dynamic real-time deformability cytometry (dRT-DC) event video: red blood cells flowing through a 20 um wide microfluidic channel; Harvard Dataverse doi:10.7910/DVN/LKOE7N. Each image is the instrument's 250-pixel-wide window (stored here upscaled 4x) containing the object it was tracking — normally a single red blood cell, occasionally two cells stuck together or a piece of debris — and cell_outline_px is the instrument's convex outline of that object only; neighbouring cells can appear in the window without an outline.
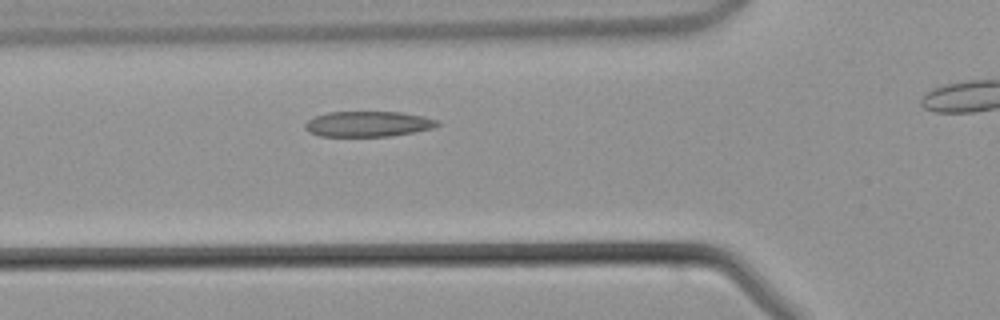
{"species": "common noctule bat (a hibernating species)", "species_latin": "Nyctalus noctula", "temperature_condition": "warm", "stored_images_in_passage": 22, "camera_frame_rate_fps": 3000, "um_per_image_px": 0.085, "animal": {"sex": "male", "body_mass_g": 21.5, "forearm_length_mm": 52.0}, "frame": {"image": 1, "passage_image": 10, "time_ms": 3.0, "image_size_px": [1000, 320], "cell_outline_px": [[440, 124], [432, 128], [392, 136], [320, 136], [308, 132], [304, 128], [304, 124], [308, 120], [316, 116], [328, 112], [400, 112], [424, 116], [440, 120]], "centroid_in_image_um": [31.28, 10.53], "position_along_channel_um": 94.5, "area_um2": 19.65}}
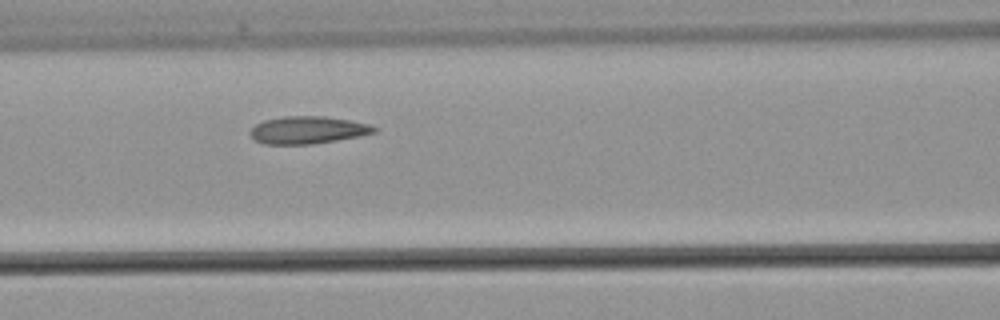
{"frame": {"image": 2, "passage_image": 13, "time_ms": 4.0, "image_size_px": [1000, 320], "cell_outline_px": [[376, 132], [360, 136], [312, 144], [264, 144], [256, 140], [248, 132], [256, 124], [264, 120], [284, 116], [324, 116], [348, 120], [368, 124], [376, 128]], "centroid_in_image_um": [26.14, 11.05], "position_along_channel_um": 140.5, "area_um2": 19.65}}